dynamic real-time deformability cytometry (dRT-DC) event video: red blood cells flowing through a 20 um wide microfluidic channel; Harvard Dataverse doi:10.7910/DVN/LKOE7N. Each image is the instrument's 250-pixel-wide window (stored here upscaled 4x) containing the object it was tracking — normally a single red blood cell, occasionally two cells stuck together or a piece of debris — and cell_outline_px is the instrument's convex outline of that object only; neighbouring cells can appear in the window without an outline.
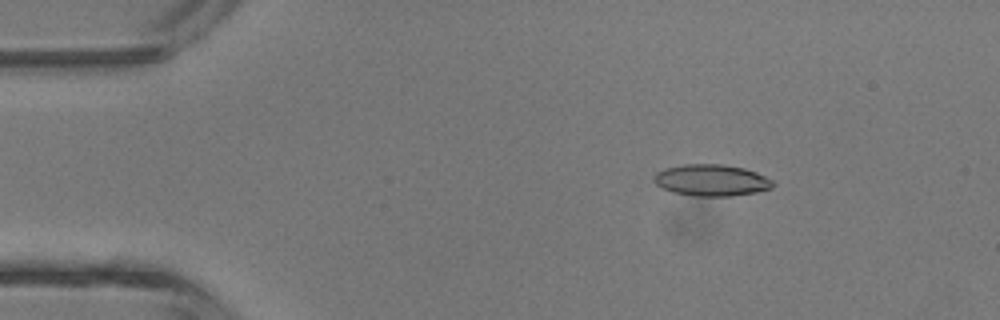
{"species": "common noctule bat (a hibernating species)", "species_latin": "Nyctalus noctula", "temperature_condition": "room temperature", "stored_images_in_passage": 2, "camera_frame_rate_fps": 3000, "um_per_image_px": 0.085, "animal": {"sex": "male", "body_mass_g": 13.3}, "frame": {"image": 1, "passage_image": 1, "time_ms": 0.0, "image_size_px": [1000, 320], "cell_outline_px": [[776, 184], [772, 188], [756, 192], [732, 196], [692, 196], [672, 192], [656, 184], [652, 180], [656, 172], [664, 168], [684, 164], [720, 164], [744, 168], [756, 172], [772, 180]], "centroid_in_image_um": [60.46, 15.32], "position_along_channel_um": 24.5, "area_um2": 21.96}}